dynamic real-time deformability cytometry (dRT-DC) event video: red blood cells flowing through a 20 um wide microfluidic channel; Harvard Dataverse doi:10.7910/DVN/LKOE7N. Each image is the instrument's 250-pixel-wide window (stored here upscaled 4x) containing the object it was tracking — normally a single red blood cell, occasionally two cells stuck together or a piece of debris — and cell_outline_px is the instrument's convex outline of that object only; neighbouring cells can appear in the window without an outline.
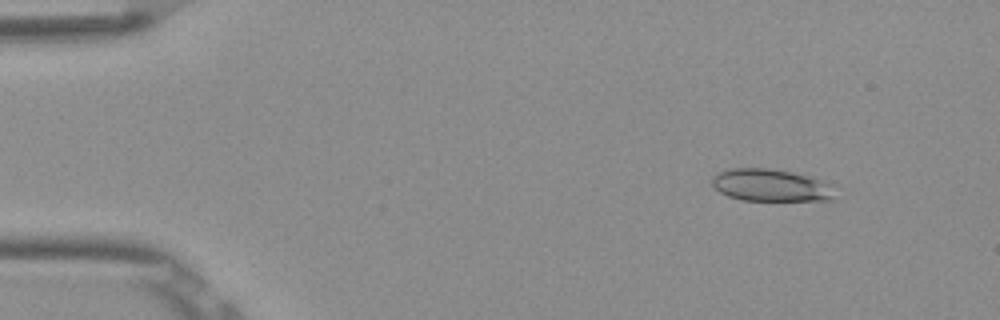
{"species": "Egyptian fruit bat (a non-hibernating species)", "species_latin": "Rousettus aegyptiacus", "temperature_condition": "room temperature", "stored_images_in_passage": 6, "camera_frame_rate_fps": 3000, "um_per_image_px": 0.085, "frame": {"image": 1, "passage_image": 1, "time_ms": 0.0, "image_size_px": [1000, 320], "cell_outline_px": [[836, 184], [832, 200], [740, 200], [728, 196], [720, 192], [712, 184], [712, 176], [728, 168], [768, 168], [812, 176]], "centroid_in_image_um": [65.58, 15.74], "position_along_channel_um": 19.4, "area_um2": 23.41}}
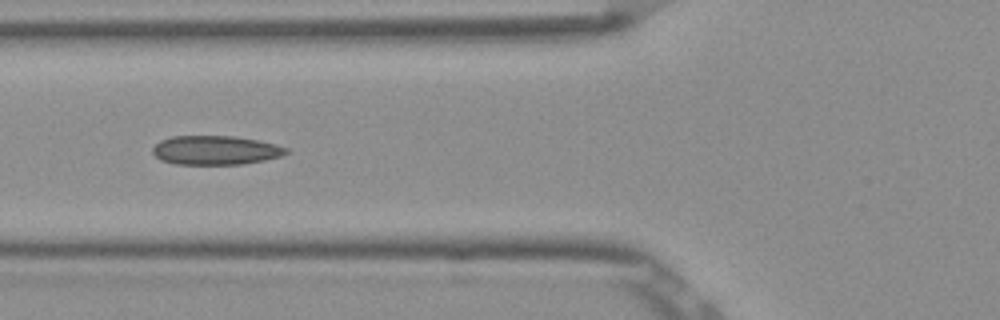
{"frame": {"image": 2, "passage_image": 5, "time_ms": 1.333, "image_size_px": [1000, 320], "cell_outline_px": [[288, 152], [280, 156], [264, 160], [240, 164], [176, 164], [160, 160], [152, 152], [152, 148], [160, 140], [172, 136], [232, 136], [256, 140], [276, 144], [288, 148]], "centroid_in_image_um": [18.29, 12.76], "position_along_channel_um": 107.5, "area_um2": 22.48}}
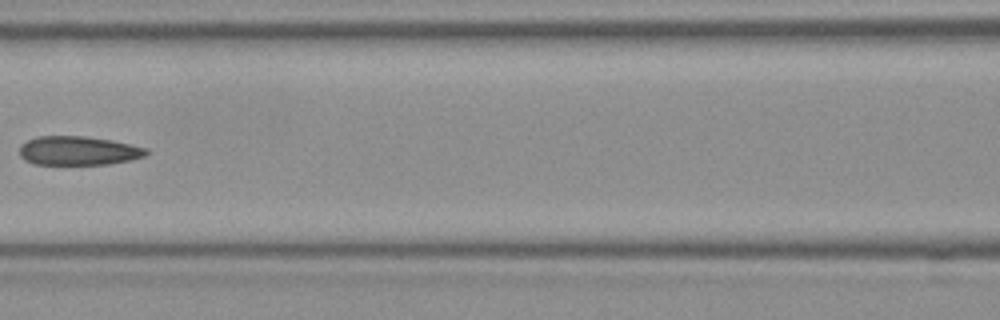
{"frame": {"image": 3, "passage_image": 6, "time_ms": 1.667, "image_size_px": [1000, 320], "cell_outline_px": [[152, 152], [144, 156], [132, 160], [108, 164], [36, 164], [24, 160], [20, 156], [20, 144], [36, 136], [84, 136], [112, 140], [132, 144], [148, 148]], "centroid_in_image_um": [6.7, 12.8], "position_along_channel_um": 159.9, "area_um2": 21.62}}